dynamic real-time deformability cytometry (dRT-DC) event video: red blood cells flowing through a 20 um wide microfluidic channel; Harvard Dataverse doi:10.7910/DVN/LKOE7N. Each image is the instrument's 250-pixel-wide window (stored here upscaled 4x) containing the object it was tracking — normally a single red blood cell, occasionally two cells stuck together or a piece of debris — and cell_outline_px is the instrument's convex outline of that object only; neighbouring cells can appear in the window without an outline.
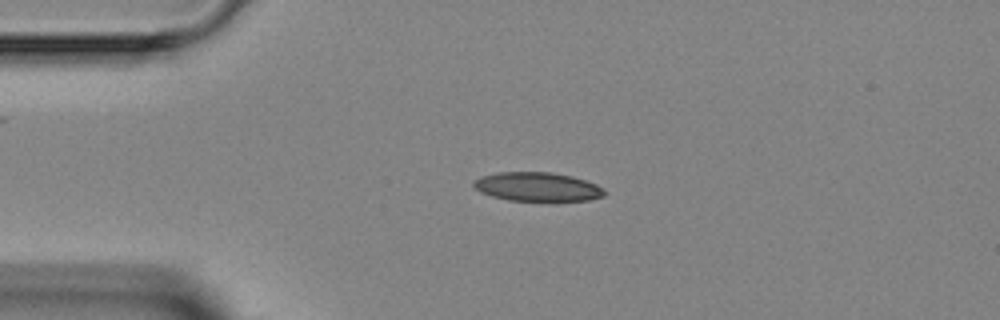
{"species": "Egyptian fruit bat (a non-hibernating species)", "species_latin": "Rousettus aegyptiacus", "temperature_condition": "room temperature", "stored_images_in_passage": 2, "camera_frame_rate_fps": 3000, "um_per_image_px": 0.085, "animal": {"sex": "female"}, "frame": {"image": 1, "passage_image": 1, "time_ms": 0.0, "image_size_px": [1000, 320], "cell_outline_px": [[604, 196], [588, 200], [508, 200], [492, 196], [480, 192], [472, 184], [480, 176], [496, 172], [552, 172], [572, 176], [596, 184], [604, 192]], "centroid_in_image_um": [45.63, 15.86], "position_along_channel_um": 39.4, "area_um2": 21.73}}